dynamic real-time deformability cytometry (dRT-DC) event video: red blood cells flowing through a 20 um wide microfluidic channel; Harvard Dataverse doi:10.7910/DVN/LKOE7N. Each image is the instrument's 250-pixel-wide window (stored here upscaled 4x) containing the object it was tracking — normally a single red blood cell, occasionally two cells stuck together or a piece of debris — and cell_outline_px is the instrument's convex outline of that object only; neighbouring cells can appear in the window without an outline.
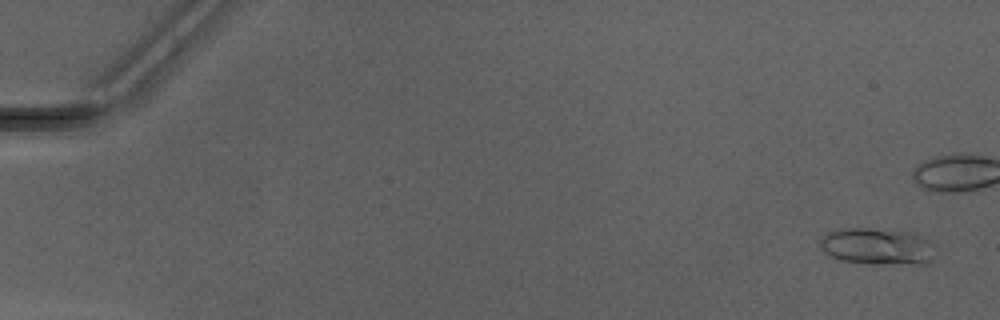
{"species": "Egyptian fruit bat (a non-hibernating species)", "species_latin": "Rousettus aegyptiacus", "temperature_condition": "warm", "stored_images_in_passage": 42, "camera_frame_rate_fps": 3000, "um_per_image_px": 0.085, "animal": {"sex": "male"}, "frame": {"image": 1, "passage_image": 3, "time_ms": 0.667, "image_size_px": [1000, 320], "cell_outline_px": [[932, 260], [928, 264], [868, 264], [840, 260], [824, 252], [820, 244], [820, 240], [828, 232], [840, 228], [872, 228], [912, 232], [928, 240]], "centroid_in_image_um": [74.52, 20.95], "position_along_channel_um": 10.5, "area_um2": 24.51}}
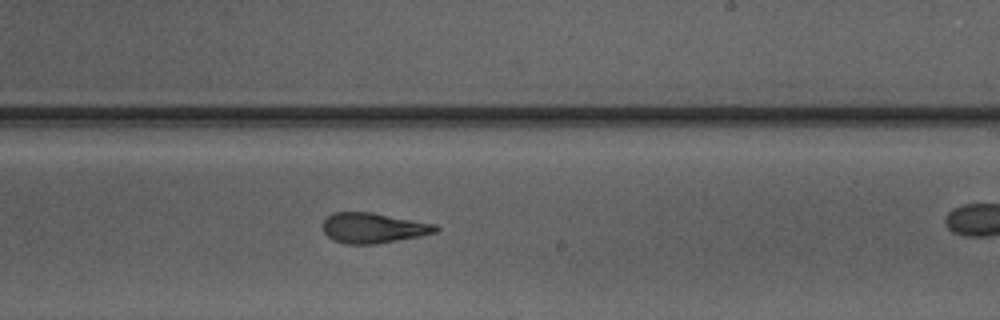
{"frame": {"image": 2, "passage_image": 32, "time_ms": 10.333, "image_size_px": [1000, 320], "cell_outline_px": [[440, 228], [436, 232], [420, 236], [376, 244], [348, 244], [332, 240], [324, 232], [324, 220], [332, 212], [372, 212], [436, 224]], "centroid_in_image_um": [31.74, 19.37], "position_along_channel_um": 257.3, "area_um2": 19.88}}
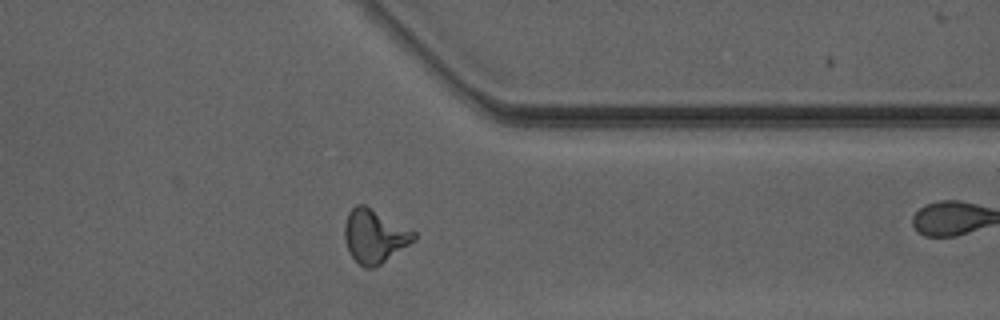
{"frame": {"image": 3, "passage_image": 41, "time_ms": 13.333, "image_size_px": [1000, 320], "cell_outline_px": [[416, 240], [376, 268], [364, 268], [348, 252], [344, 236], [344, 224], [348, 212], [356, 204], [364, 204], [416, 232]], "centroid_in_image_um": [31.83, 20.08], "position_along_channel_um": 379.6, "area_um2": 21.73}}